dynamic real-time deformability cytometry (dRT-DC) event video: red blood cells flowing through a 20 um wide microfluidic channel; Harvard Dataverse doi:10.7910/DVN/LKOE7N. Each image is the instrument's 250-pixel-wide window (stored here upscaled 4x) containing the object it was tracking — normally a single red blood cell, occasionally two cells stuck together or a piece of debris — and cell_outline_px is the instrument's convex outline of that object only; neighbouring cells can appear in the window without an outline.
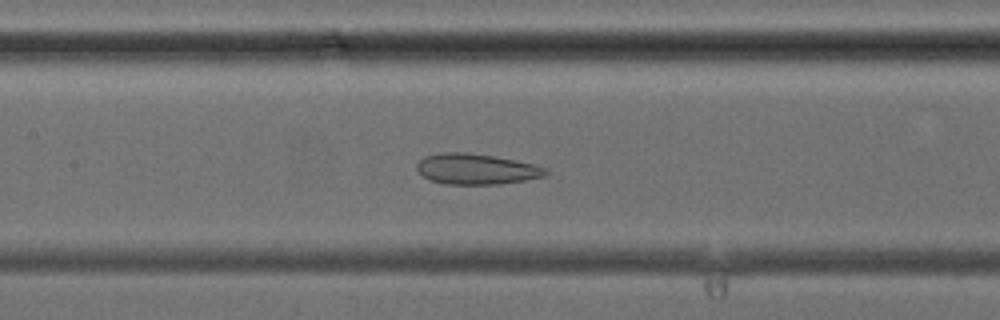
{"species": "common noctule bat (a hibernating species)", "species_latin": "Nyctalus noctula", "temperature_condition": "cold", "stored_images_in_passage": 39, "camera_frame_rate_fps": 3000, "um_per_image_px": 0.085, "animal": {"sex": "female", "body_mass_g": 24.6, "forearm_length_mm": 56.2}, "frame": {"image": 1, "passage_image": 17, "time_ms": 5.333, "image_size_px": [1000, 320], "cell_outline_px": [[548, 172], [544, 176], [524, 180], [500, 184], [444, 184], [428, 180], [416, 168], [416, 164], [424, 156], [444, 152], [464, 152], [492, 156], [536, 164], [548, 168]], "centroid_in_image_um": [40.48, 14.37], "position_along_channel_um": 166.9, "area_um2": 23.0}}
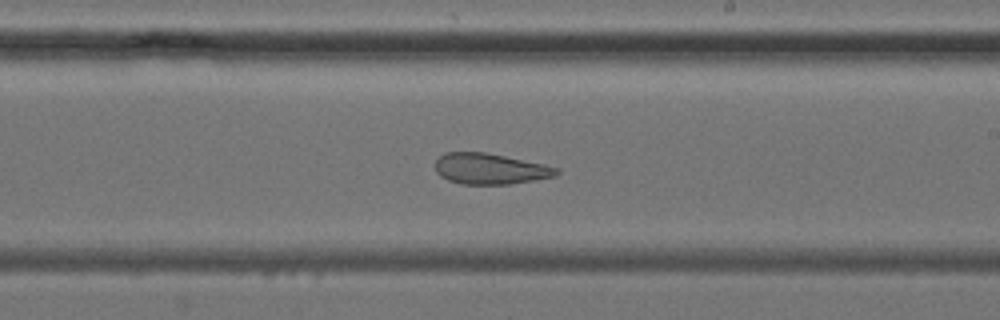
{"frame": {"image": 2, "passage_image": 22, "time_ms": 7.0, "image_size_px": [1000, 320], "cell_outline_px": [[560, 172], [556, 176], [508, 184], [464, 184], [448, 180], [440, 176], [436, 172], [436, 160], [444, 152], [484, 152], [544, 164], [560, 168]], "centroid_in_image_um": [41.66, 14.34], "position_along_channel_um": 247.3, "area_um2": 21.68}}
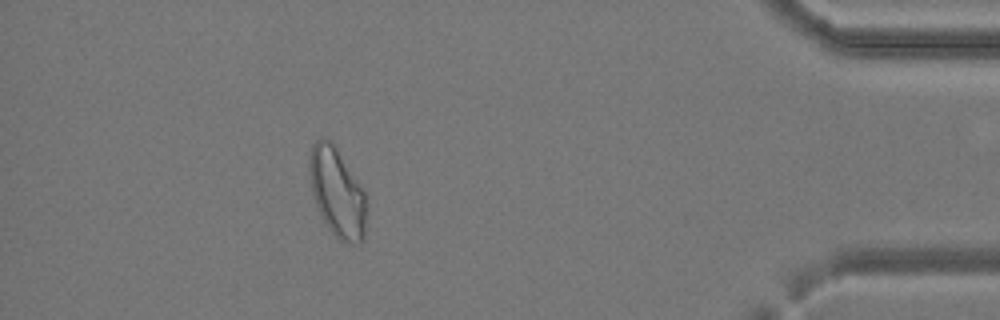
{"frame": {"image": 3, "passage_image": 35, "time_ms": 11.333, "image_size_px": [1000, 320], "cell_outline_px": [[368, 196], [364, 240], [360, 244], [348, 244], [340, 240], [332, 232], [324, 220], [312, 196], [308, 168], [308, 156], [312, 144], [316, 140], [332, 140], [364, 188]], "centroid_in_image_um": [28.69, 16.35], "position_along_channel_um": 406.5, "area_um2": 30.35}}